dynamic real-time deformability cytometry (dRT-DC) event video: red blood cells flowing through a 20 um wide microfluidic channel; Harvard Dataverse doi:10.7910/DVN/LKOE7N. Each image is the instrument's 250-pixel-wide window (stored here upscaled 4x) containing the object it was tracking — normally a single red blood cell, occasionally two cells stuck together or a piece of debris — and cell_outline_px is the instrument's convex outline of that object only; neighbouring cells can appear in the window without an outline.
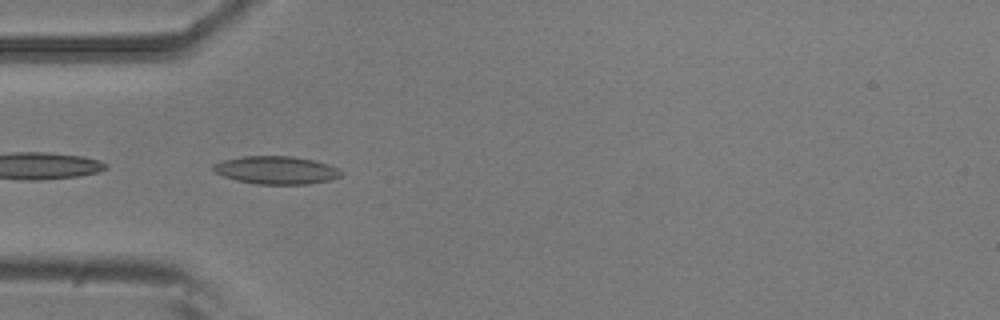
{"species": "common noctule bat (a hibernating species)", "species_latin": "Nyctalus noctula", "temperature_condition": "room temperature", "stored_images_in_passage": 7, "camera_frame_rate_fps": 3000, "um_per_image_px": 0.085, "animal": {"sex": "male", "body_mass_g": 20.5, "forearm_length_mm": 52.5}, "frame": {"image": 1, "passage_image": 5, "time_ms": 1.333, "image_size_px": [1000, 320], "cell_outline_px": [[344, 172], [340, 176], [328, 180], [308, 184], [256, 184], [236, 180], [224, 176], [216, 172], [212, 168], [212, 164], [224, 160], [244, 156], [292, 156], [312, 160], [328, 164], [340, 168]], "centroid_in_image_um": [23.5, 14.46], "position_along_channel_um": 61.5, "area_um2": 20.75}}
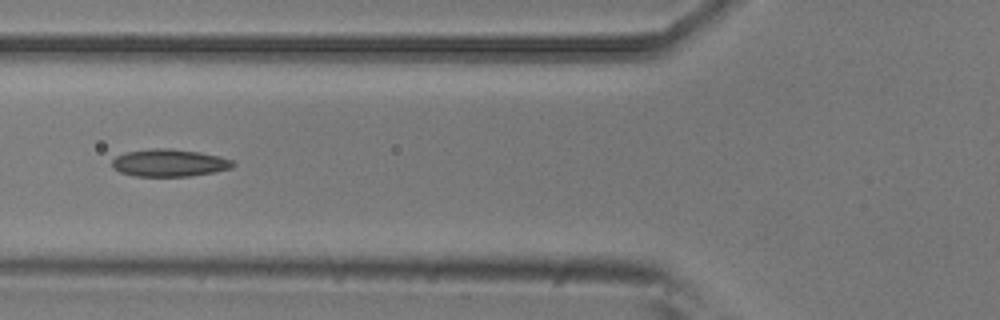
{"frame": {"image": 2, "passage_image": 6, "time_ms": 1.667, "image_size_px": [1000, 320], "cell_outline_px": [[236, 164], [232, 168], [212, 172], [188, 176], [136, 176], [120, 172], [112, 168], [112, 160], [116, 156], [124, 152], [148, 148], [168, 148], [200, 152], [220, 156], [232, 160]], "centroid_in_image_um": [14.37, 13.83], "position_along_channel_um": 111.4, "area_um2": 19.42}}
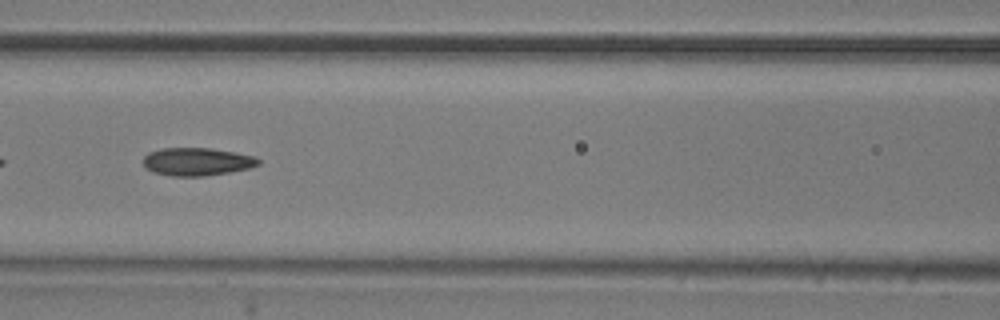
{"frame": {"image": 3, "passage_image": 7, "time_ms": 2.0, "image_size_px": [1000, 320], "cell_outline_px": [[260, 164], [248, 168], [228, 172], [204, 176], [172, 176], [152, 172], [144, 168], [144, 156], [148, 152], [160, 148], [208, 148], [236, 152], [252, 156], [260, 160]], "centroid_in_image_um": [16.69, 13.74], "position_along_channel_um": 149.9, "area_um2": 18.73}}